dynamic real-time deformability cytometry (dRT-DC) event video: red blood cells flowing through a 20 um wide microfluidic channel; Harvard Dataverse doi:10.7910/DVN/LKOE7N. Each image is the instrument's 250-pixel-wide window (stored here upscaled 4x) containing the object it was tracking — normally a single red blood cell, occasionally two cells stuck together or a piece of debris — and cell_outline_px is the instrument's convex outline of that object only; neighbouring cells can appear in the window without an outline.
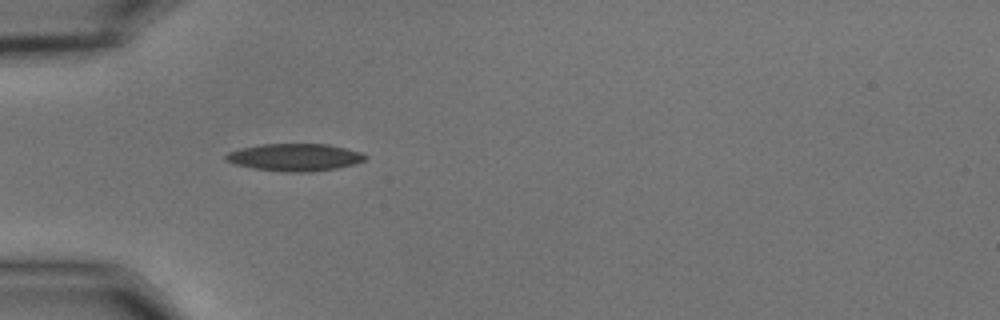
{"species": "common noctule bat (a hibernating species)", "species_latin": "Nyctalus noctula", "temperature_condition": "cold", "stored_images_in_passage": 28, "camera_frame_rate_fps": 3000, "um_per_image_px": 0.085, "animal": {"sex": "male", "body_mass_g": 15.6}, "frame": {"image": 1, "passage_image": 5, "time_ms": 1.333, "image_size_px": [1000, 320], "cell_outline_px": [[368, 156], [364, 160], [352, 164], [336, 168], [308, 172], [284, 172], [256, 168], [236, 164], [224, 160], [224, 156], [228, 152], [240, 148], [260, 144], [328, 144], [360, 152]], "centroid_in_image_um": [25.02, 13.36], "position_along_channel_um": 60.0, "area_um2": 22.02}}
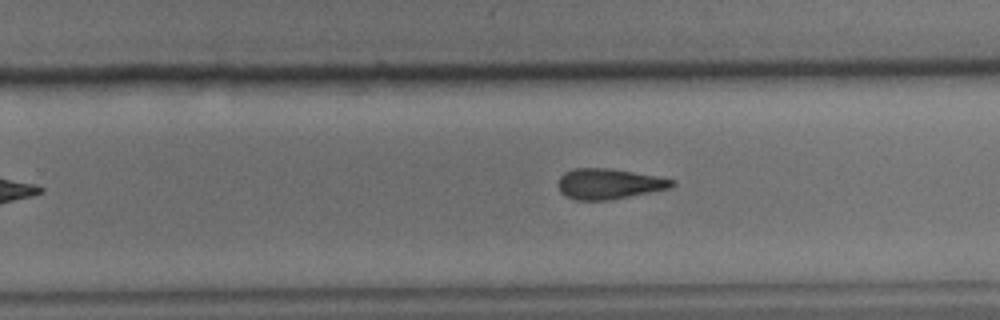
{"frame": {"image": 2, "passage_image": 20, "time_ms": 6.333, "image_size_px": [1000, 320], "cell_outline_px": [[676, 184], [668, 188], [608, 200], [576, 200], [560, 192], [556, 184], [560, 176], [564, 172], [572, 168], [612, 168], [656, 176], [676, 180]], "centroid_in_image_um": [51.71, 15.61], "position_along_channel_um": 278.1, "area_um2": 20.17}}
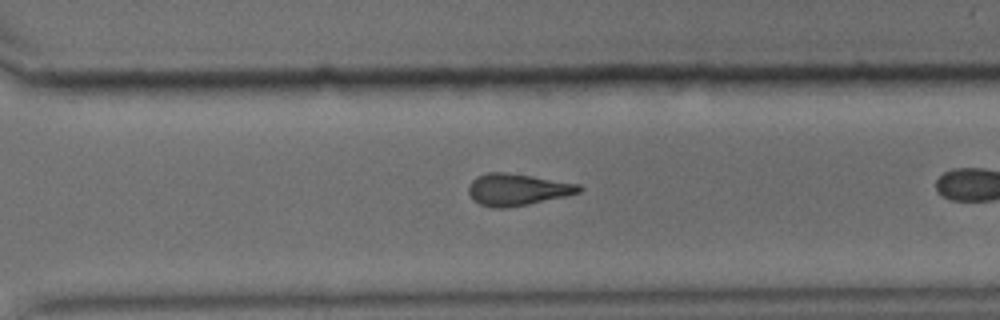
{"frame": {"image": 3, "passage_image": 24, "time_ms": 7.667, "image_size_px": [1000, 320], "cell_outline_px": [[584, 188], [580, 192], [568, 196], [508, 208], [492, 208], [480, 204], [472, 200], [468, 192], [468, 188], [472, 180], [476, 176], [488, 172], [504, 172], [532, 176], [580, 184]], "centroid_in_image_um": [43.97, 16.12], "position_along_channel_um": 326.6, "area_um2": 20.69}}